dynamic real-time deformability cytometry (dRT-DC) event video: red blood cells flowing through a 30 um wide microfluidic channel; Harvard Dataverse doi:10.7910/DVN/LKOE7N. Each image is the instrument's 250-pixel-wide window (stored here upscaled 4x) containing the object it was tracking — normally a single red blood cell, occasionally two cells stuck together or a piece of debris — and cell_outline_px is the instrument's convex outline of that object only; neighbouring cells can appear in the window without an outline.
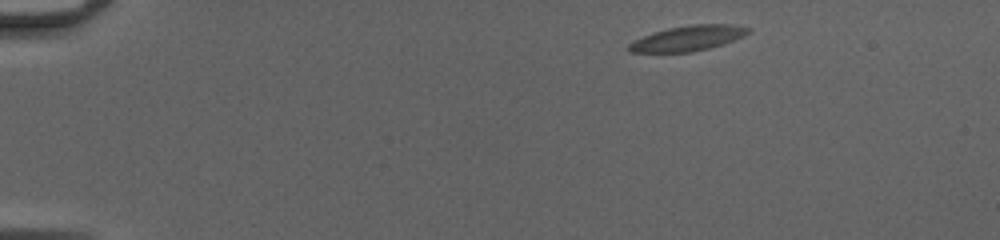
{"species": "common noctule bat (a hibernating species)", "species_latin": "Nyctalus noctula", "temperature_condition": "cold", "stored_images_in_passage": 46, "camera_frame_rate_fps": 3000, "um_per_image_px": 0.085, "animal": {"sex": "female", "body_mass_g": 20.0, "forearm_length_mm": 54.0}, "frame": {"image": 1, "passage_image": 1, "time_ms": 0.0, "image_size_px": [1000, 240], "cell_outline_px": [[752, 32], [744, 36], [724, 44], [692, 52], [628, 52], [628, 44], [652, 32], [668, 28], [692, 24], [732, 24], [752, 28]], "centroid_in_image_um": [58.53, 3.24], "position_along_channel_um": 26.5, "area_um2": 17.63}}
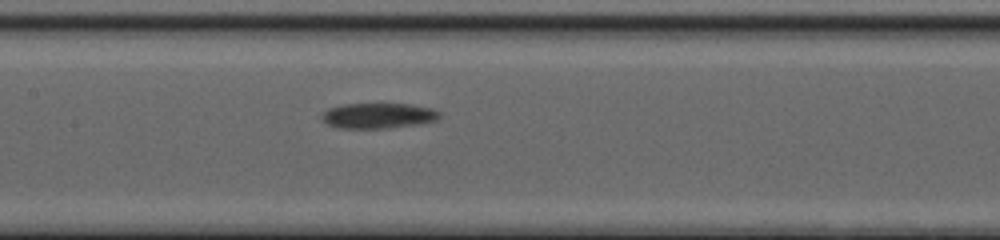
{"frame": {"image": 2, "passage_image": 20, "time_ms": 6.333, "image_size_px": [1000, 240], "cell_outline_px": [[440, 116], [436, 120], [420, 124], [388, 128], [340, 128], [328, 124], [320, 116], [328, 108], [344, 104], [412, 104], [432, 108], [440, 112]], "centroid_in_image_um": [32.18, 9.83], "position_along_channel_um": 175.2, "area_um2": 17.4}}
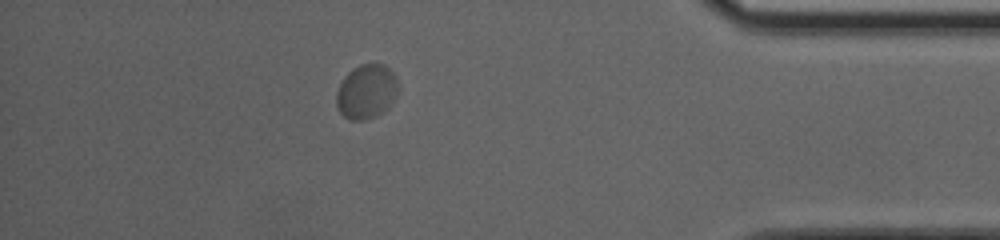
{"frame": {"image": 3, "passage_image": 40, "time_ms": 13.0, "image_size_px": [1000, 240], "cell_outline_px": [[396, 92], [388, 108], [384, 112], [376, 116], [364, 120], [348, 120], [340, 112], [336, 104], [336, 92], [344, 76], [352, 68], [360, 64], [384, 64], [396, 76]], "centroid_in_image_um": [31.11, 7.79], "position_along_channel_um": 404.1, "area_um2": 19.48}, "authors_computed_cell_mechanics": {"area_um2": 17.6868, "velocity_mm_per_s": 3.9317, "shape_relaxation_time_tau1_ms": 2.6075, "shape_relaxation_time_tau2_ms": null, "deformation_change_tau1": 0.0471, "deformation_change_tau2": null}}